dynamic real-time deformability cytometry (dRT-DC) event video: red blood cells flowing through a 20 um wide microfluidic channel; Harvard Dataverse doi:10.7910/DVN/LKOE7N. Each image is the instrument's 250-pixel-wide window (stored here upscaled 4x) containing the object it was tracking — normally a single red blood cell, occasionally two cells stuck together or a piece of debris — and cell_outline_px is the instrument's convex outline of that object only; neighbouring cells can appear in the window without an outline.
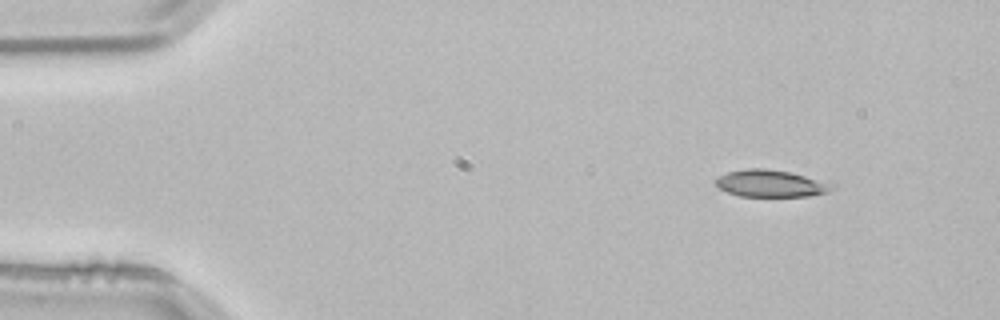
{"species": "common noctule bat (a hibernating species)", "species_latin": "Nyctalus noctula", "temperature_condition": "room temperature", "stored_images_in_passage": 3, "camera_frame_rate_fps": 3000, "um_per_image_px": 0.085, "animal": {"sex": "male", "body_mass_g": 21.5, "forearm_length_mm": 52.0}, "frame": {"image": 1, "passage_image": 1, "time_ms": 0.0, "image_size_px": [1000, 320], "cell_outline_px": [[836, 188], [828, 192], [808, 196], [740, 196], [728, 192], [720, 188], [716, 184], [716, 180], [720, 176], [728, 172], [748, 168], [764, 168], [788, 172], [836, 184]], "centroid_in_image_um": [65.56, 15.6], "position_along_channel_um": 19.4, "area_um2": 18.09}}
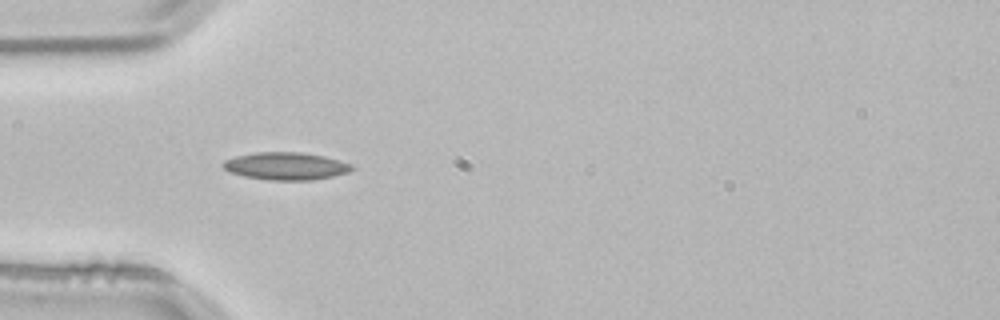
{"frame": {"image": 2, "passage_image": 3, "time_ms": 0.667, "image_size_px": [1000, 320], "cell_outline_px": [[356, 168], [348, 172], [332, 176], [312, 180], [268, 180], [244, 176], [228, 172], [220, 164], [224, 160], [236, 156], [256, 152], [300, 152], [324, 156], [352, 164]], "centroid_in_image_um": [24.28, 14.11], "position_along_channel_um": 60.7, "area_um2": 20.75}}